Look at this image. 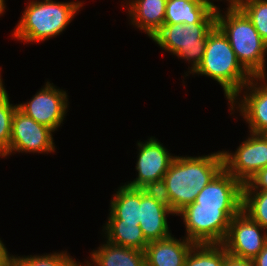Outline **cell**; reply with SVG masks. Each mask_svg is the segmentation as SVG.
Returning <instances> with one entry per match:
<instances>
[{
	"instance_id": "d4e9b609",
	"label": "cell",
	"mask_w": 267,
	"mask_h": 266,
	"mask_svg": "<svg viewBox=\"0 0 267 266\" xmlns=\"http://www.w3.org/2000/svg\"><path fill=\"white\" fill-rule=\"evenodd\" d=\"M267 44V0H242L238 6Z\"/></svg>"
},
{
	"instance_id": "2e32d148",
	"label": "cell",
	"mask_w": 267,
	"mask_h": 266,
	"mask_svg": "<svg viewBox=\"0 0 267 266\" xmlns=\"http://www.w3.org/2000/svg\"><path fill=\"white\" fill-rule=\"evenodd\" d=\"M164 24L216 23V10L200 0H167Z\"/></svg>"
},
{
	"instance_id": "7a4b0ae2",
	"label": "cell",
	"mask_w": 267,
	"mask_h": 266,
	"mask_svg": "<svg viewBox=\"0 0 267 266\" xmlns=\"http://www.w3.org/2000/svg\"><path fill=\"white\" fill-rule=\"evenodd\" d=\"M195 74L217 81L228 102L253 77L238 61L227 37L216 25L208 33L203 58L192 75Z\"/></svg>"
},
{
	"instance_id": "ac0fdd59",
	"label": "cell",
	"mask_w": 267,
	"mask_h": 266,
	"mask_svg": "<svg viewBox=\"0 0 267 266\" xmlns=\"http://www.w3.org/2000/svg\"><path fill=\"white\" fill-rule=\"evenodd\" d=\"M90 253L94 266H145L144 251L126 248L107 240Z\"/></svg>"
},
{
	"instance_id": "5b68a950",
	"label": "cell",
	"mask_w": 267,
	"mask_h": 266,
	"mask_svg": "<svg viewBox=\"0 0 267 266\" xmlns=\"http://www.w3.org/2000/svg\"><path fill=\"white\" fill-rule=\"evenodd\" d=\"M216 23L163 24L152 36L162 50L191 62L187 71L192 74L203 58L208 33Z\"/></svg>"
},
{
	"instance_id": "4316f807",
	"label": "cell",
	"mask_w": 267,
	"mask_h": 266,
	"mask_svg": "<svg viewBox=\"0 0 267 266\" xmlns=\"http://www.w3.org/2000/svg\"><path fill=\"white\" fill-rule=\"evenodd\" d=\"M224 266H254V262L251 259H243L227 254Z\"/></svg>"
},
{
	"instance_id": "52a82bcc",
	"label": "cell",
	"mask_w": 267,
	"mask_h": 266,
	"mask_svg": "<svg viewBox=\"0 0 267 266\" xmlns=\"http://www.w3.org/2000/svg\"><path fill=\"white\" fill-rule=\"evenodd\" d=\"M138 156L136 161L137 177L125 185L140 189H158L165 173L175 158L155 137L137 142Z\"/></svg>"
},
{
	"instance_id": "7402d4cb",
	"label": "cell",
	"mask_w": 267,
	"mask_h": 266,
	"mask_svg": "<svg viewBox=\"0 0 267 266\" xmlns=\"http://www.w3.org/2000/svg\"><path fill=\"white\" fill-rule=\"evenodd\" d=\"M3 85L0 72V157H3L8 152L13 114L18 107V104L13 105L10 103L9 95Z\"/></svg>"
},
{
	"instance_id": "f546056e",
	"label": "cell",
	"mask_w": 267,
	"mask_h": 266,
	"mask_svg": "<svg viewBox=\"0 0 267 266\" xmlns=\"http://www.w3.org/2000/svg\"><path fill=\"white\" fill-rule=\"evenodd\" d=\"M201 2H204V3H206V4H208L210 7H212V9H214V10H219L220 8H219V6H217V5H214L215 3H213V1L214 0H200ZM215 1H219V0H215ZM220 1H222V0H220ZM226 1H228L227 3V5H228V7L227 8H234V7H238L239 6V3L242 1V0H226Z\"/></svg>"
},
{
	"instance_id": "5bb4252c",
	"label": "cell",
	"mask_w": 267,
	"mask_h": 266,
	"mask_svg": "<svg viewBox=\"0 0 267 266\" xmlns=\"http://www.w3.org/2000/svg\"><path fill=\"white\" fill-rule=\"evenodd\" d=\"M243 184L224 168L199 192L198 207H242Z\"/></svg>"
},
{
	"instance_id": "f1b7e54d",
	"label": "cell",
	"mask_w": 267,
	"mask_h": 266,
	"mask_svg": "<svg viewBox=\"0 0 267 266\" xmlns=\"http://www.w3.org/2000/svg\"><path fill=\"white\" fill-rule=\"evenodd\" d=\"M9 252L0 238V266H8Z\"/></svg>"
},
{
	"instance_id": "9a60e30c",
	"label": "cell",
	"mask_w": 267,
	"mask_h": 266,
	"mask_svg": "<svg viewBox=\"0 0 267 266\" xmlns=\"http://www.w3.org/2000/svg\"><path fill=\"white\" fill-rule=\"evenodd\" d=\"M168 238L149 242L144 250L145 266H184L187 255L195 243L187 238Z\"/></svg>"
},
{
	"instance_id": "277c9868",
	"label": "cell",
	"mask_w": 267,
	"mask_h": 266,
	"mask_svg": "<svg viewBox=\"0 0 267 266\" xmlns=\"http://www.w3.org/2000/svg\"><path fill=\"white\" fill-rule=\"evenodd\" d=\"M216 10V26L227 37L238 61L252 76H267V44L239 8ZM222 12V13H221Z\"/></svg>"
},
{
	"instance_id": "603a6c76",
	"label": "cell",
	"mask_w": 267,
	"mask_h": 266,
	"mask_svg": "<svg viewBox=\"0 0 267 266\" xmlns=\"http://www.w3.org/2000/svg\"><path fill=\"white\" fill-rule=\"evenodd\" d=\"M17 256L9 253L8 266H74L76 263V259L70 256L67 251Z\"/></svg>"
},
{
	"instance_id": "8fae6325",
	"label": "cell",
	"mask_w": 267,
	"mask_h": 266,
	"mask_svg": "<svg viewBox=\"0 0 267 266\" xmlns=\"http://www.w3.org/2000/svg\"><path fill=\"white\" fill-rule=\"evenodd\" d=\"M68 99L66 91L47 81L30 101L18 104V108L37 123L56 131L68 112Z\"/></svg>"
},
{
	"instance_id": "d6986e66",
	"label": "cell",
	"mask_w": 267,
	"mask_h": 266,
	"mask_svg": "<svg viewBox=\"0 0 267 266\" xmlns=\"http://www.w3.org/2000/svg\"><path fill=\"white\" fill-rule=\"evenodd\" d=\"M141 189L121 185L110 201L107 220L140 223Z\"/></svg>"
},
{
	"instance_id": "30bf717a",
	"label": "cell",
	"mask_w": 267,
	"mask_h": 266,
	"mask_svg": "<svg viewBox=\"0 0 267 266\" xmlns=\"http://www.w3.org/2000/svg\"><path fill=\"white\" fill-rule=\"evenodd\" d=\"M266 78V75L253 76L239 93L228 102L231 112H235V109H237L236 111L240 113L241 118L245 119V123L248 124L249 132L252 133H263L267 129ZM241 94H243V97H241Z\"/></svg>"
},
{
	"instance_id": "ffe728a7",
	"label": "cell",
	"mask_w": 267,
	"mask_h": 266,
	"mask_svg": "<svg viewBox=\"0 0 267 266\" xmlns=\"http://www.w3.org/2000/svg\"><path fill=\"white\" fill-rule=\"evenodd\" d=\"M107 241L126 248L144 251L148 245L139 223L108 220L102 229Z\"/></svg>"
},
{
	"instance_id": "1f68e13d",
	"label": "cell",
	"mask_w": 267,
	"mask_h": 266,
	"mask_svg": "<svg viewBox=\"0 0 267 266\" xmlns=\"http://www.w3.org/2000/svg\"><path fill=\"white\" fill-rule=\"evenodd\" d=\"M74 266H94V265L90 264V262L87 260V262L85 261V263H81V262L76 261Z\"/></svg>"
},
{
	"instance_id": "9c48e42d",
	"label": "cell",
	"mask_w": 267,
	"mask_h": 266,
	"mask_svg": "<svg viewBox=\"0 0 267 266\" xmlns=\"http://www.w3.org/2000/svg\"><path fill=\"white\" fill-rule=\"evenodd\" d=\"M249 133L235 152L221 151L224 169L242 184L267 167V137L263 133Z\"/></svg>"
},
{
	"instance_id": "4dcf8cb0",
	"label": "cell",
	"mask_w": 267,
	"mask_h": 266,
	"mask_svg": "<svg viewBox=\"0 0 267 266\" xmlns=\"http://www.w3.org/2000/svg\"><path fill=\"white\" fill-rule=\"evenodd\" d=\"M5 9H6L5 0H0V16L4 14Z\"/></svg>"
},
{
	"instance_id": "cb8c5ba5",
	"label": "cell",
	"mask_w": 267,
	"mask_h": 266,
	"mask_svg": "<svg viewBox=\"0 0 267 266\" xmlns=\"http://www.w3.org/2000/svg\"><path fill=\"white\" fill-rule=\"evenodd\" d=\"M242 211L267 230V191H243Z\"/></svg>"
},
{
	"instance_id": "e0dca14e",
	"label": "cell",
	"mask_w": 267,
	"mask_h": 266,
	"mask_svg": "<svg viewBox=\"0 0 267 266\" xmlns=\"http://www.w3.org/2000/svg\"><path fill=\"white\" fill-rule=\"evenodd\" d=\"M167 0H130L126 6L131 25L151 39L163 26Z\"/></svg>"
},
{
	"instance_id": "83f0119b",
	"label": "cell",
	"mask_w": 267,
	"mask_h": 266,
	"mask_svg": "<svg viewBox=\"0 0 267 266\" xmlns=\"http://www.w3.org/2000/svg\"><path fill=\"white\" fill-rule=\"evenodd\" d=\"M254 266H267V244L253 259Z\"/></svg>"
},
{
	"instance_id": "7c38bea8",
	"label": "cell",
	"mask_w": 267,
	"mask_h": 266,
	"mask_svg": "<svg viewBox=\"0 0 267 266\" xmlns=\"http://www.w3.org/2000/svg\"><path fill=\"white\" fill-rule=\"evenodd\" d=\"M266 232L267 230L241 210L231 220L227 236L222 244L228 254L253 260L267 244Z\"/></svg>"
},
{
	"instance_id": "3957f363",
	"label": "cell",
	"mask_w": 267,
	"mask_h": 266,
	"mask_svg": "<svg viewBox=\"0 0 267 266\" xmlns=\"http://www.w3.org/2000/svg\"><path fill=\"white\" fill-rule=\"evenodd\" d=\"M83 2L31 0L13 29V38L25 43H38L60 35L82 8Z\"/></svg>"
},
{
	"instance_id": "4fadbf2b",
	"label": "cell",
	"mask_w": 267,
	"mask_h": 266,
	"mask_svg": "<svg viewBox=\"0 0 267 266\" xmlns=\"http://www.w3.org/2000/svg\"><path fill=\"white\" fill-rule=\"evenodd\" d=\"M175 215L158 189H141L140 223L146 241L170 237L168 215Z\"/></svg>"
},
{
	"instance_id": "d6a6232c",
	"label": "cell",
	"mask_w": 267,
	"mask_h": 266,
	"mask_svg": "<svg viewBox=\"0 0 267 266\" xmlns=\"http://www.w3.org/2000/svg\"><path fill=\"white\" fill-rule=\"evenodd\" d=\"M263 134L267 137V129L263 132Z\"/></svg>"
},
{
	"instance_id": "6da1fadb",
	"label": "cell",
	"mask_w": 267,
	"mask_h": 266,
	"mask_svg": "<svg viewBox=\"0 0 267 266\" xmlns=\"http://www.w3.org/2000/svg\"><path fill=\"white\" fill-rule=\"evenodd\" d=\"M222 152L205 156H176L158 188L177 215L195 202L199 192L223 169Z\"/></svg>"
},
{
	"instance_id": "484cf974",
	"label": "cell",
	"mask_w": 267,
	"mask_h": 266,
	"mask_svg": "<svg viewBox=\"0 0 267 266\" xmlns=\"http://www.w3.org/2000/svg\"><path fill=\"white\" fill-rule=\"evenodd\" d=\"M243 191H267V167L258 171L243 184Z\"/></svg>"
},
{
	"instance_id": "44dd1931",
	"label": "cell",
	"mask_w": 267,
	"mask_h": 266,
	"mask_svg": "<svg viewBox=\"0 0 267 266\" xmlns=\"http://www.w3.org/2000/svg\"><path fill=\"white\" fill-rule=\"evenodd\" d=\"M227 254L223 244H195L184 266H224Z\"/></svg>"
},
{
	"instance_id": "ba28073f",
	"label": "cell",
	"mask_w": 267,
	"mask_h": 266,
	"mask_svg": "<svg viewBox=\"0 0 267 266\" xmlns=\"http://www.w3.org/2000/svg\"><path fill=\"white\" fill-rule=\"evenodd\" d=\"M52 133L54 131L51 128L37 123L17 107L13 114L8 152L2 158L16 152L51 154L56 147Z\"/></svg>"
},
{
	"instance_id": "8992f818",
	"label": "cell",
	"mask_w": 267,
	"mask_h": 266,
	"mask_svg": "<svg viewBox=\"0 0 267 266\" xmlns=\"http://www.w3.org/2000/svg\"><path fill=\"white\" fill-rule=\"evenodd\" d=\"M242 207H198L193 202L176 216L183 219L186 235L195 244H222L227 236L229 225Z\"/></svg>"
}]
</instances>
